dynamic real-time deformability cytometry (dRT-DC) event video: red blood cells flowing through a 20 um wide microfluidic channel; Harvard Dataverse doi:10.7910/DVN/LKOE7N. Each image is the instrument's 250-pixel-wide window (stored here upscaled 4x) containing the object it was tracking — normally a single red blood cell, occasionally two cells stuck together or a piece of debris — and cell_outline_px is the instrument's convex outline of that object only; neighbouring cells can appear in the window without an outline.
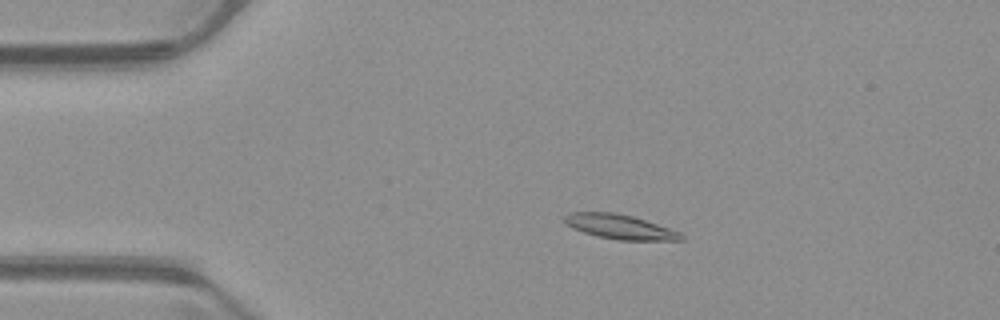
{"species": "common noctule bat (a hibernating species)", "species_latin": "Nyctalus noctula", "temperature_condition": "warm", "stored_images_in_passage": 50, "camera_frame_rate_fps": 3000, "um_per_image_px": 0.085, "animal": {"sex": "male", "body_mass_g": 23.1, "forearm_length_mm": 52.7}, "frame": {"image": 1, "passage_image": 9, "time_ms": 2.667, "image_size_px": [1000, 320], "cell_outline_px": [[684, 240], [620, 240], [600, 236], [584, 232], [572, 228], [560, 220], [568, 212], [616, 212], [632, 216], [680, 232], [684, 236]], "centroid_in_image_um": [52.63, 19.26], "position_along_channel_um": 32.4, "area_um2": 16.59}}
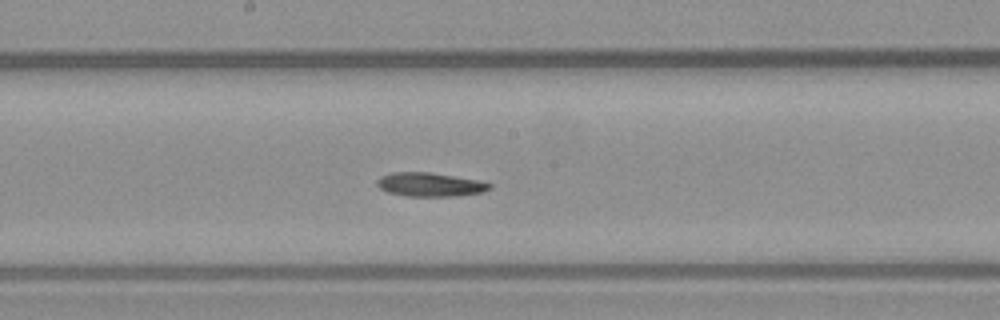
{"frame": {"image": 2, "passage_image": 26, "time_ms": 8.333, "image_size_px": [1000, 320], "cell_outline_px": [[492, 188], [484, 192], [452, 196], [408, 196], [388, 192], [380, 188], [376, 184], [376, 180], [380, 176], [392, 172], [428, 172], [480, 180], [492, 184]], "centroid_in_image_um": [36.55, 15.68], "position_along_channel_um": 211.6, "area_um2": 15.66}}
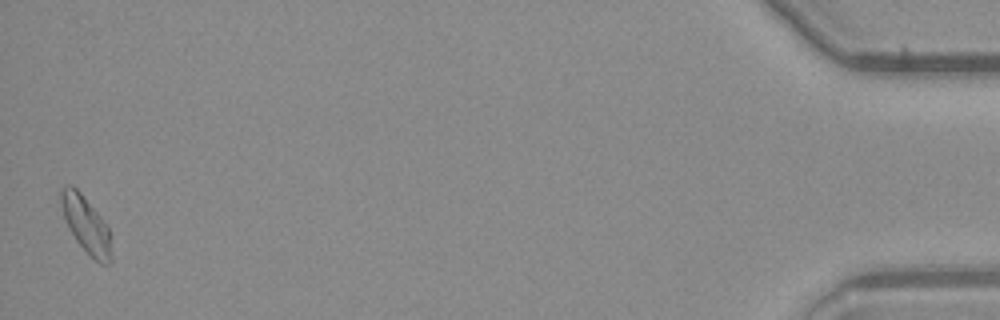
{"frame": {"image": 3, "passage_image": 50, "time_ms": 16.333, "image_size_px": [1000, 320], "cell_outline_px": [[112, 260], [108, 264], [100, 264], [76, 240], [68, 228], [64, 220], [60, 204], [60, 188], [68, 184], [72, 184], [80, 192], [100, 216], [108, 228], [112, 256]], "centroid_in_image_um": [7.28, 19.06], "position_along_channel_um": 427.9, "area_um2": 16.42}, "authors_computed_cell_mechanics": {"area_um2": 16.1262, "velocity_mm_per_s": 3.9551, "shape_relaxation_time_tau1_ms": null, "shape_relaxation_time_tau2_ms": 3.6771, "deformation_change_tau1": null, "deformation_change_tau2": 0.1313}}